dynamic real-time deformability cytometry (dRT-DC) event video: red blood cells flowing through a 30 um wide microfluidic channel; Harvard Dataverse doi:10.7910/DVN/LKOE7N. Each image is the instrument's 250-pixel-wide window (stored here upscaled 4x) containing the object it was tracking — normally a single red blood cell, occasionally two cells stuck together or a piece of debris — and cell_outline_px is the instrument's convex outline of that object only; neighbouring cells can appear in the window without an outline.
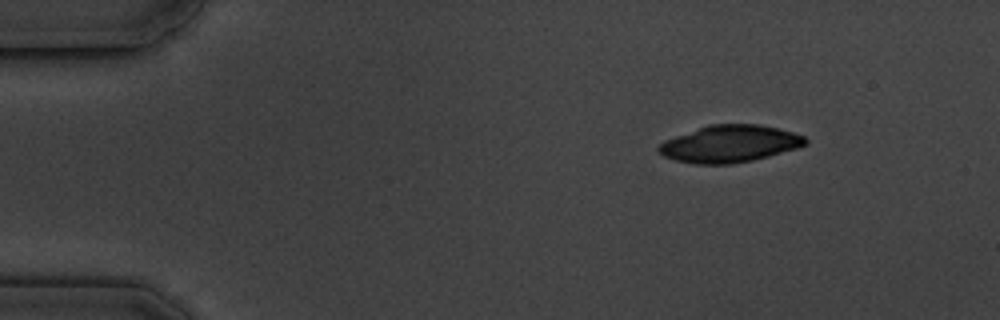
{"species": "common noctule bat (a hibernating species)", "species_latin": "Nyctalus noctula", "temperature_condition": "cold", "stored_images_in_passage": 9, "camera_frame_rate_fps": 3000, "um_per_image_px": 0.085, "animal": {"sex": "male", "body_mass_g": 19.5, "forearm_length_mm": 54.6}, "frame": {"image": 1, "passage_image": 1, "time_ms": 0.0, "image_size_px": [1000, 320], "cell_outline_px": [[808, 144], [796, 148], [768, 156], [752, 160], [732, 164], [696, 164], [676, 160], [664, 156], [656, 148], [664, 140], [708, 124], [760, 124], [792, 132], [804, 136], [808, 140]], "centroid_in_image_um": [62.02, 12.22], "position_along_channel_um": 23.0, "area_um2": 31.56}}